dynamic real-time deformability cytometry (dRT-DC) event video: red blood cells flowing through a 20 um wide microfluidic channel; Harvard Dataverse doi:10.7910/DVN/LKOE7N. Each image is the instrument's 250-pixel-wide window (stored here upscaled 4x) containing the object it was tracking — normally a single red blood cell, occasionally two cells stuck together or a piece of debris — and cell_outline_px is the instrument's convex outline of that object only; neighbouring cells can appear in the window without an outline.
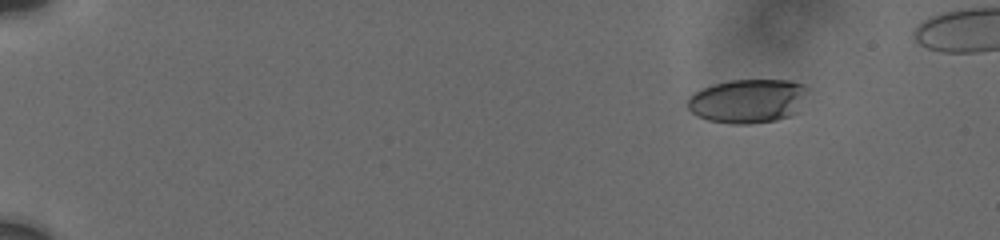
{"species": "human", "species_latin": "Homo sapiens", "temperature_condition": "cold", "stored_images_in_passage": 11, "camera_frame_rate_fps": 3000, "um_per_image_px": 0.085, "donor": {"sex": "male"}, "frame": {"image": 1, "passage_image": 4, "time_ms": 2.667, "image_size_px": [1000, 240], "cell_outline_px": [[808, 88], [800, 112], [776, 120], [748, 124], [732, 124], [708, 120], [696, 116], [688, 108], [688, 96], [692, 92], [712, 84], [728, 80], [792, 80], [804, 84]], "centroid_in_image_um": [63.57, 8.57], "position_along_channel_um": 21.4, "area_um2": 31.27}}
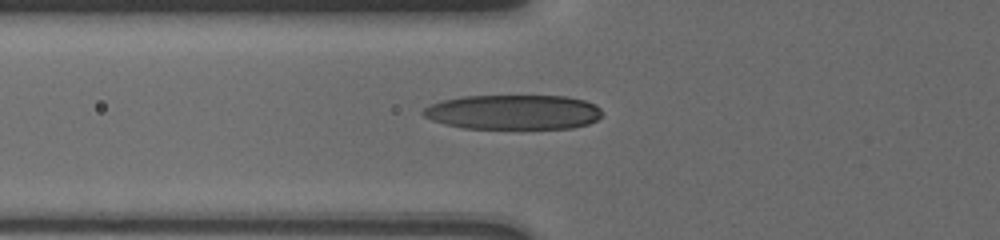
{"frame": {"image": 2, "passage_image": 11, "time_ms": 8.0, "image_size_px": [1000, 240], "cell_outline_px": [[604, 116], [588, 124], [572, 128], [464, 128], [444, 124], [432, 120], [424, 116], [420, 112], [424, 108], [432, 104], [444, 100], [460, 96], [568, 96], [584, 100], [596, 104], [600, 108]], "centroid_in_image_um": [43.67, 9.52], "position_along_channel_um": 82.1, "area_um2": 36.36}}